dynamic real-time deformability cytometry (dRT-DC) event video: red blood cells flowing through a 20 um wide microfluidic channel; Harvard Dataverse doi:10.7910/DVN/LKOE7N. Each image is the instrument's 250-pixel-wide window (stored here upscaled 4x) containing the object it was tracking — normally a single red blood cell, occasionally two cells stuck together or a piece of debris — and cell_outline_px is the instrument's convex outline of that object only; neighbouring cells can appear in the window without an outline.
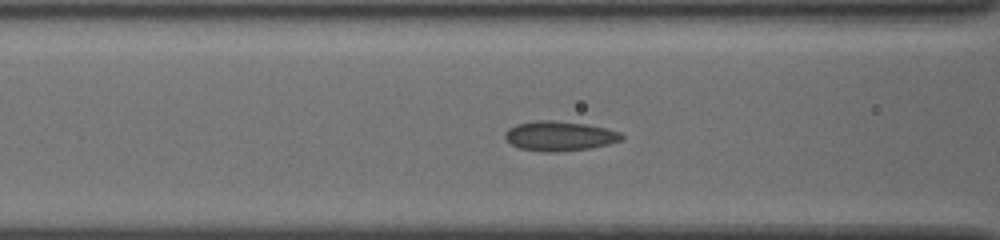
{"species": "common noctule bat (a hibernating species)", "species_latin": "Nyctalus noctula", "temperature_condition": "cold", "stored_images_in_passage": 44, "camera_frame_rate_fps": 3000, "um_per_image_px": 0.085, "animal": {"sex": "female", "body_mass_g": 19.5, "forearm_length_mm": 54.1}, "frame": {"image": 1, "passage_image": 13, "time_ms": 4.0, "image_size_px": [1000, 240], "cell_outline_px": [[624, 136], [620, 140], [608, 144], [592, 148], [560, 152], [544, 152], [520, 148], [504, 140], [504, 132], [508, 128], [516, 124], [532, 120], [552, 120], [588, 124], [620, 132]], "centroid_in_image_um": [47.51, 11.56], "position_along_channel_um": 119.1, "area_um2": 20.4}}
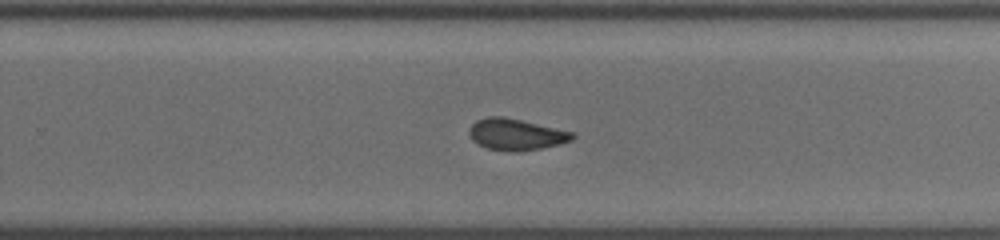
{"frame": {"image": 2, "passage_image": 26, "time_ms": 8.333, "image_size_px": [1000, 240], "cell_outline_px": [[576, 136], [572, 140], [560, 144], [520, 152], [512, 152], [484, 148], [476, 144], [472, 140], [468, 132], [472, 124], [476, 120], [488, 116], [500, 116], [520, 120], [576, 132]], "centroid_in_image_um": [43.86, 11.44], "position_along_channel_um": 285.9, "area_um2": 19.13}}
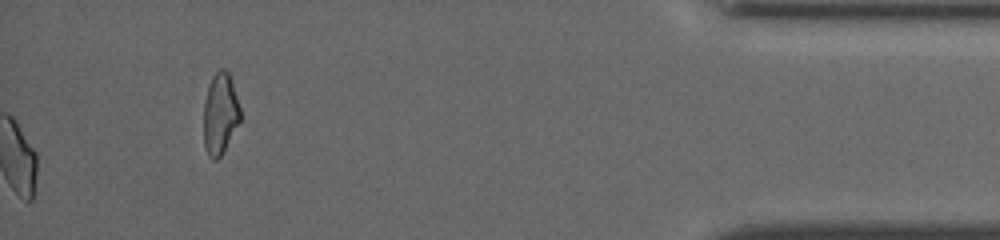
{"frame": {"image": 3, "passage_image": 44, "time_ms": 14.333, "image_size_px": [1000, 240], "cell_outline_px": [[240, 120], [220, 156], [216, 160], [212, 160], [208, 156], [204, 148], [204, 104], [208, 88], [212, 76], [220, 68], [224, 68], [228, 72], [232, 80], [240, 108]], "centroid_in_image_um": [18.7, 9.65], "position_along_channel_um": 416.5, "area_um2": 17.17}, "authors_computed_cell_mechanics": {"area_um2": 19.2763, "velocity_mm_per_s": 3.8601, "shape_relaxation_time_tau1_ms": null, "shape_relaxation_time_tau2_ms": 2.8557, "deformation_change_tau1": null, "deformation_change_tau2": 0.0771}}